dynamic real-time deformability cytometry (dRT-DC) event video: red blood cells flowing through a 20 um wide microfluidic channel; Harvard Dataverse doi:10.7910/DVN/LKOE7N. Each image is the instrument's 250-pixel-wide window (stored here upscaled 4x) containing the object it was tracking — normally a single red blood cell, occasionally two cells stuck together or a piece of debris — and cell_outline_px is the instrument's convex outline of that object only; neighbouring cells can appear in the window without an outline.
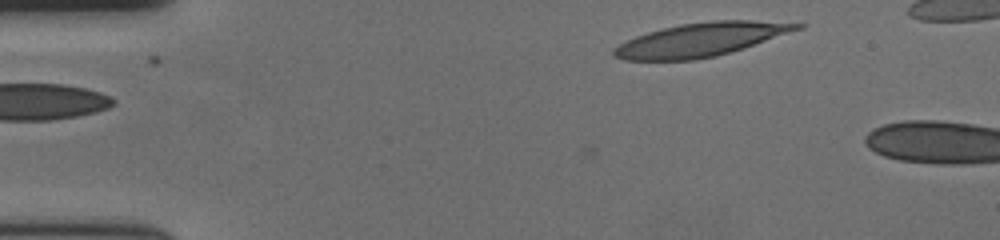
{"species": "human", "species_latin": "Homo sapiens", "temperature_condition": "cold", "stored_images_in_passage": 5, "camera_frame_rate_fps": 3000, "um_per_image_px": 0.085, "donor": {"sex": "female"}, "frame": {"image": 1, "passage_image": 1, "time_ms": 0.0, "image_size_px": [1000, 240], "cell_outline_px": [[808, 24], [804, 28], [744, 48], [716, 56], [692, 60], [624, 60], [612, 56], [612, 48], [636, 36], [648, 32], [680, 24], [712, 20], [752, 20]], "centroid_in_image_um": [59.6, 3.36], "position_along_channel_um": 25.4, "area_um2": 35.84}}